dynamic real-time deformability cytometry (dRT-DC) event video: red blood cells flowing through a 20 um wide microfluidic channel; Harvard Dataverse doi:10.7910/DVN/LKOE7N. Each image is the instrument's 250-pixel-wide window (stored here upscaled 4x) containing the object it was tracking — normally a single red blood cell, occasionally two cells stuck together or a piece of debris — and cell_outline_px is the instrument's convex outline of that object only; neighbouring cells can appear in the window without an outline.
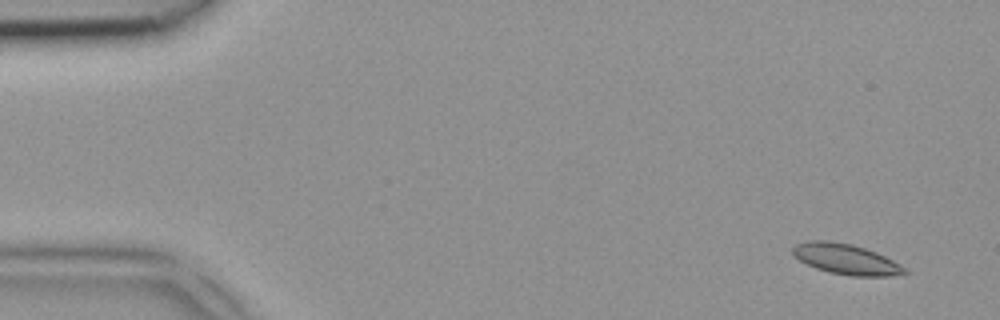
{"species": "common noctule bat (a hibernating species)", "species_latin": "Nyctalus noctula", "temperature_condition": "room temperature", "stored_images_in_passage": 4, "camera_frame_rate_fps": 3000, "um_per_image_px": 0.085, "animal": {"sex": "female", "body_mass_g": 18.4}, "frame": {"image": 1, "passage_image": 1, "time_ms": 0.0, "image_size_px": [1000, 320], "cell_outline_px": [[908, 272], [888, 276], [852, 276], [828, 272], [816, 268], [800, 260], [792, 252], [792, 248], [796, 244], [808, 240], [828, 240], [852, 244], [876, 252], [900, 264]], "centroid_in_image_um": [71.88, 22.02], "position_along_channel_um": 13.1, "area_um2": 19.65}}
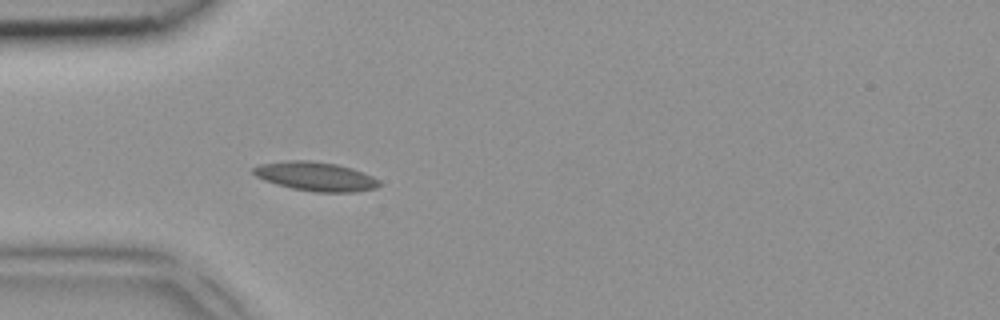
{"frame": {"image": 2, "passage_image": 4, "time_ms": 1.0, "image_size_px": [1000, 320], "cell_outline_px": [[380, 184], [376, 188], [356, 192], [316, 192], [292, 188], [276, 184], [264, 180], [256, 176], [252, 172], [252, 168], [260, 164], [284, 160], [308, 160], [336, 164], [352, 168], [372, 176], [380, 180]], "centroid_in_image_um": [26.82, 14.99], "position_along_channel_um": 58.2, "area_um2": 21.33}}